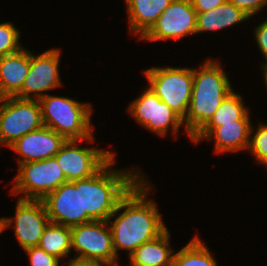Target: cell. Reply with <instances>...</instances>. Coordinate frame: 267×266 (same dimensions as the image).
Here are the masks:
<instances>
[{
    "mask_svg": "<svg viewBox=\"0 0 267 266\" xmlns=\"http://www.w3.org/2000/svg\"><path fill=\"white\" fill-rule=\"evenodd\" d=\"M149 184L143 175L108 219L117 258L118 250H127L129 256L143 243L156 239L167 230L154 199L147 200L152 187Z\"/></svg>",
    "mask_w": 267,
    "mask_h": 266,
    "instance_id": "1",
    "label": "cell"
},
{
    "mask_svg": "<svg viewBox=\"0 0 267 266\" xmlns=\"http://www.w3.org/2000/svg\"><path fill=\"white\" fill-rule=\"evenodd\" d=\"M115 155L92 177L81 179L82 213L94 221H108L119 201L143 177L138 169L112 168Z\"/></svg>",
    "mask_w": 267,
    "mask_h": 266,
    "instance_id": "2",
    "label": "cell"
},
{
    "mask_svg": "<svg viewBox=\"0 0 267 266\" xmlns=\"http://www.w3.org/2000/svg\"><path fill=\"white\" fill-rule=\"evenodd\" d=\"M231 92L233 87L219 62L209 58L205 59L199 69L193 68L191 101L183 119L185 131L191 141Z\"/></svg>",
    "mask_w": 267,
    "mask_h": 266,
    "instance_id": "3",
    "label": "cell"
},
{
    "mask_svg": "<svg viewBox=\"0 0 267 266\" xmlns=\"http://www.w3.org/2000/svg\"><path fill=\"white\" fill-rule=\"evenodd\" d=\"M39 103L43 126L51 128L66 140L95 142L90 103L50 94L43 96Z\"/></svg>",
    "mask_w": 267,
    "mask_h": 266,
    "instance_id": "4",
    "label": "cell"
},
{
    "mask_svg": "<svg viewBox=\"0 0 267 266\" xmlns=\"http://www.w3.org/2000/svg\"><path fill=\"white\" fill-rule=\"evenodd\" d=\"M71 249L76 251L71 260L118 266L108 221H91L71 227Z\"/></svg>",
    "mask_w": 267,
    "mask_h": 266,
    "instance_id": "5",
    "label": "cell"
},
{
    "mask_svg": "<svg viewBox=\"0 0 267 266\" xmlns=\"http://www.w3.org/2000/svg\"><path fill=\"white\" fill-rule=\"evenodd\" d=\"M148 87L182 119L187 115L192 87L193 67H151L144 71Z\"/></svg>",
    "mask_w": 267,
    "mask_h": 266,
    "instance_id": "6",
    "label": "cell"
},
{
    "mask_svg": "<svg viewBox=\"0 0 267 266\" xmlns=\"http://www.w3.org/2000/svg\"><path fill=\"white\" fill-rule=\"evenodd\" d=\"M66 181L55 157L30 161L18 165V173L10 192L20 195V199L42 200Z\"/></svg>",
    "mask_w": 267,
    "mask_h": 266,
    "instance_id": "7",
    "label": "cell"
},
{
    "mask_svg": "<svg viewBox=\"0 0 267 266\" xmlns=\"http://www.w3.org/2000/svg\"><path fill=\"white\" fill-rule=\"evenodd\" d=\"M43 126L39 100L0 98V145L6 147Z\"/></svg>",
    "mask_w": 267,
    "mask_h": 266,
    "instance_id": "8",
    "label": "cell"
},
{
    "mask_svg": "<svg viewBox=\"0 0 267 266\" xmlns=\"http://www.w3.org/2000/svg\"><path fill=\"white\" fill-rule=\"evenodd\" d=\"M128 112L143 128L158 136H166L169 130L178 135L183 119L147 86L141 96L135 98Z\"/></svg>",
    "mask_w": 267,
    "mask_h": 266,
    "instance_id": "9",
    "label": "cell"
},
{
    "mask_svg": "<svg viewBox=\"0 0 267 266\" xmlns=\"http://www.w3.org/2000/svg\"><path fill=\"white\" fill-rule=\"evenodd\" d=\"M14 217L0 218V233L12 226L21 248L38 246L44 229L50 223L42 200L18 199Z\"/></svg>",
    "mask_w": 267,
    "mask_h": 266,
    "instance_id": "10",
    "label": "cell"
},
{
    "mask_svg": "<svg viewBox=\"0 0 267 266\" xmlns=\"http://www.w3.org/2000/svg\"><path fill=\"white\" fill-rule=\"evenodd\" d=\"M78 142L66 140L54 156L67 181L92 177L116 154L107 149L79 147Z\"/></svg>",
    "mask_w": 267,
    "mask_h": 266,
    "instance_id": "11",
    "label": "cell"
},
{
    "mask_svg": "<svg viewBox=\"0 0 267 266\" xmlns=\"http://www.w3.org/2000/svg\"><path fill=\"white\" fill-rule=\"evenodd\" d=\"M42 202L50 223L71 228L94 221L87 213H82L81 179L66 181L47 194Z\"/></svg>",
    "mask_w": 267,
    "mask_h": 266,
    "instance_id": "12",
    "label": "cell"
},
{
    "mask_svg": "<svg viewBox=\"0 0 267 266\" xmlns=\"http://www.w3.org/2000/svg\"><path fill=\"white\" fill-rule=\"evenodd\" d=\"M60 56L58 48H51L39 55L30 52L29 72L21 91L15 97L40 100L46 95L44 92L60 87Z\"/></svg>",
    "mask_w": 267,
    "mask_h": 266,
    "instance_id": "13",
    "label": "cell"
},
{
    "mask_svg": "<svg viewBox=\"0 0 267 266\" xmlns=\"http://www.w3.org/2000/svg\"><path fill=\"white\" fill-rule=\"evenodd\" d=\"M197 13L191 0H172L152 28L140 39L143 41L179 40L196 34Z\"/></svg>",
    "mask_w": 267,
    "mask_h": 266,
    "instance_id": "14",
    "label": "cell"
},
{
    "mask_svg": "<svg viewBox=\"0 0 267 266\" xmlns=\"http://www.w3.org/2000/svg\"><path fill=\"white\" fill-rule=\"evenodd\" d=\"M66 139L46 126L27 133L15 140L8 148L14 150L22 158H17L18 165L30 161H40L54 157Z\"/></svg>",
    "mask_w": 267,
    "mask_h": 266,
    "instance_id": "15",
    "label": "cell"
},
{
    "mask_svg": "<svg viewBox=\"0 0 267 266\" xmlns=\"http://www.w3.org/2000/svg\"><path fill=\"white\" fill-rule=\"evenodd\" d=\"M251 120L239 119L234 123L223 124L219 127H203L193 138L192 142L198 144L201 140H213L214 151L218 153L239 152L248 150L251 135Z\"/></svg>",
    "mask_w": 267,
    "mask_h": 266,
    "instance_id": "16",
    "label": "cell"
},
{
    "mask_svg": "<svg viewBox=\"0 0 267 266\" xmlns=\"http://www.w3.org/2000/svg\"><path fill=\"white\" fill-rule=\"evenodd\" d=\"M29 68L27 48L0 57V98L15 97L21 91Z\"/></svg>",
    "mask_w": 267,
    "mask_h": 266,
    "instance_id": "17",
    "label": "cell"
},
{
    "mask_svg": "<svg viewBox=\"0 0 267 266\" xmlns=\"http://www.w3.org/2000/svg\"><path fill=\"white\" fill-rule=\"evenodd\" d=\"M172 0H125L129 30L141 39L156 23Z\"/></svg>",
    "mask_w": 267,
    "mask_h": 266,
    "instance_id": "18",
    "label": "cell"
},
{
    "mask_svg": "<svg viewBox=\"0 0 267 266\" xmlns=\"http://www.w3.org/2000/svg\"><path fill=\"white\" fill-rule=\"evenodd\" d=\"M173 252L167 229L156 239L143 243L128 258L131 266H164L172 262Z\"/></svg>",
    "mask_w": 267,
    "mask_h": 266,
    "instance_id": "19",
    "label": "cell"
},
{
    "mask_svg": "<svg viewBox=\"0 0 267 266\" xmlns=\"http://www.w3.org/2000/svg\"><path fill=\"white\" fill-rule=\"evenodd\" d=\"M251 17L243 10L237 8L228 0L220 6L202 13H197L196 34L208 31L222 30L242 21L246 22Z\"/></svg>",
    "mask_w": 267,
    "mask_h": 266,
    "instance_id": "20",
    "label": "cell"
},
{
    "mask_svg": "<svg viewBox=\"0 0 267 266\" xmlns=\"http://www.w3.org/2000/svg\"><path fill=\"white\" fill-rule=\"evenodd\" d=\"M38 247L58 259H66L71 249V228L49 223L44 229Z\"/></svg>",
    "mask_w": 267,
    "mask_h": 266,
    "instance_id": "21",
    "label": "cell"
},
{
    "mask_svg": "<svg viewBox=\"0 0 267 266\" xmlns=\"http://www.w3.org/2000/svg\"><path fill=\"white\" fill-rule=\"evenodd\" d=\"M172 264L173 266H218L209 248L198 236L173 254Z\"/></svg>",
    "mask_w": 267,
    "mask_h": 266,
    "instance_id": "22",
    "label": "cell"
},
{
    "mask_svg": "<svg viewBox=\"0 0 267 266\" xmlns=\"http://www.w3.org/2000/svg\"><path fill=\"white\" fill-rule=\"evenodd\" d=\"M242 99L241 95L231 92L204 127H219L223 124L234 123L239 119H250L249 108L244 106Z\"/></svg>",
    "mask_w": 267,
    "mask_h": 266,
    "instance_id": "23",
    "label": "cell"
},
{
    "mask_svg": "<svg viewBox=\"0 0 267 266\" xmlns=\"http://www.w3.org/2000/svg\"><path fill=\"white\" fill-rule=\"evenodd\" d=\"M20 31L12 22L0 23V57L15 53L24 48L20 43Z\"/></svg>",
    "mask_w": 267,
    "mask_h": 266,
    "instance_id": "24",
    "label": "cell"
},
{
    "mask_svg": "<svg viewBox=\"0 0 267 266\" xmlns=\"http://www.w3.org/2000/svg\"><path fill=\"white\" fill-rule=\"evenodd\" d=\"M254 130L252 126L248 151L250 150L258 163L267 168V123L260 122L255 132Z\"/></svg>",
    "mask_w": 267,
    "mask_h": 266,
    "instance_id": "25",
    "label": "cell"
},
{
    "mask_svg": "<svg viewBox=\"0 0 267 266\" xmlns=\"http://www.w3.org/2000/svg\"><path fill=\"white\" fill-rule=\"evenodd\" d=\"M31 266H59L60 259L48 254L38 246L24 249Z\"/></svg>",
    "mask_w": 267,
    "mask_h": 266,
    "instance_id": "26",
    "label": "cell"
},
{
    "mask_svg": "<svg viewBox=\"0 0 267 266\" xmlns=\"http://www.w3.org/2000/svg\"><path fill=\"white\" fill-rule=\"evenodd\" d=\"M247 15L253 17L267 5V0H228Z\"/></svg>",
    "mask_w": 267,
    "mask_h": 266,
    "instance_id": "27",
    "label": "cell"
},
{
    "mask_svg": "<svg viewBox=\"0 0 267 266\" xmlns=\"http://www.w3.org/2000/svg\"><path fill=\"white\" fill-rule=\"evenodd\" d=\"M254 38H256L258 49L263 58L266 60L265 63H261V68L267 65V19L264 22L259 23L258 26L254 28Z\"/></svg>",
    "mask_w": 267,
    "mask_h": 266,
    "instance_id": "28",
    "label": "cell"
},
{
    "mask_svg": "<svg viewBox=\"0 0 267 266\" xmlns=\"http://www.w3.org/2000/svg\"><path fill=\"white\" fill-rule=\"evenodd\" d=\"M226 1L227 0H191V3L196 13H202L212 10Z\"/></svg>",
    "mask_w": 267,
    "mask_h": 266,
    "instance_id": "29",
    "label": "cell"
},
{
    "mask_svg": "<svg viewBox=\"0 0 267 266\" xmlns=\"http://www.w3.org/2000/svg\"><path fill=\"white\" fill-rule=\"evenodd\" d=\"M67 266H98V265L92 263L74 261L70 259Z\"/></svg>",
    "mask_w": 267,
    "mask_h": 266,
    "instance_id": "30",
    "label": "cell"
},
{
    "mask_svg": "<svg viewBox=\"0 0 267 266\" xmlns=\"http://www.w3.org/2000/svg\"><path fill=\"white\" fill-rule=\"evenodd\" d=\"M262 72H263V76H264V85L266 86V89H267V65L263 66L262 67Z\"/></svg>",
    "mask_w": 267,
    "mask_h": 266,
    "instance_id": "31",
    "label": "cell"
},
{
    "mask_svg": "<svg viewBox=\"0 0 267 266\" xmlns=\"http://www.w3.org/2000/svg\"><path fill=\"white\" fill-rule=\"evenodd\" d=\"M164 266H173L172 262L170 264L164 265Z\"/></svg>",
    "mask_w": 267,
    "mask_h": 266,
    "instance_id": "32",
    "label": "cell"
}]
</instances>
